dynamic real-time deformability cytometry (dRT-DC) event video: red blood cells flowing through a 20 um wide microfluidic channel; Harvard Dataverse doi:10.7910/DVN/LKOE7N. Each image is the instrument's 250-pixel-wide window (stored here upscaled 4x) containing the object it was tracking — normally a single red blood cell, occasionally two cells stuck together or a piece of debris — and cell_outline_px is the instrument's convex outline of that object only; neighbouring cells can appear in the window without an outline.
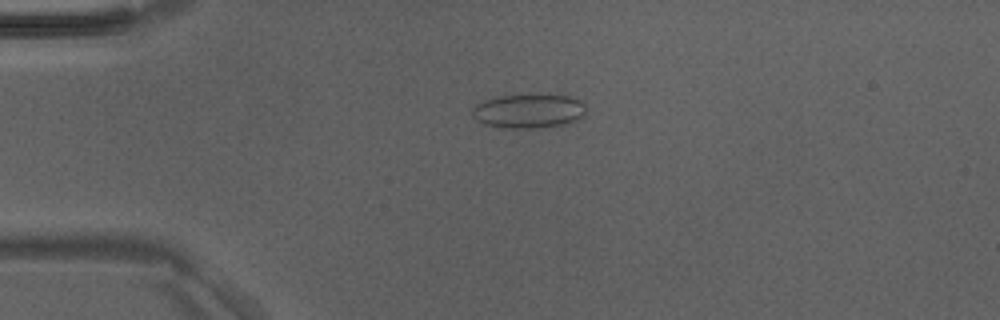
{"species": "Egyptian fruit bat (a non-hibernating species)", "species_latin": "Rousettus aegyptiacus", "temperature_condition": "room temperature", "stored_images_in_passage": 33, "camera_frame_rate_fps": 3000, "um_per_image_px": 0.085, "animal": {"sex": "male"}, "frame": {"image": 1, "passage_image": 3, "time_ms": 0.667, "image_size_px": [1000, 320], "cell_outline_px": [[584, 116], [576, 120], [564, 124], [540, 128], [504, 128], [484, 124], [476, 120], [472, 116], [472, 108], [476, 104], [484, 100], [500, 96], [568, 96], [580, 100], [584, 104]], "centroid_in_image_um": [44.9, 9.47], "position_along_channel_um": 40.1, "area_um2": 22.31}}
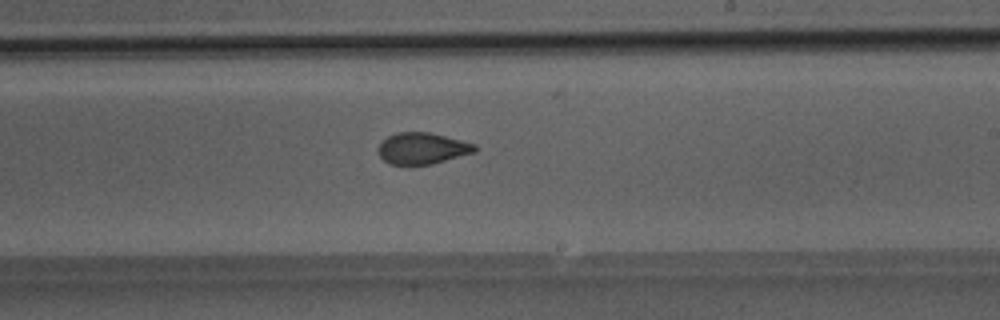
{"frame": {"image": 2, "passage_image": 20, "time_ms": 6.333, "image_size_px": [1000, 320], "cell_outline_px": [[476, 152], [432, 164], [388, 164], [380, 156], [376, 148], [388, 136], [396, 132], [428, 132], [476, 144]], "centroid_in_image_um": [35.88, 12.61], "position_along_channel_um": 253.1, "area_um2": 17.57}}
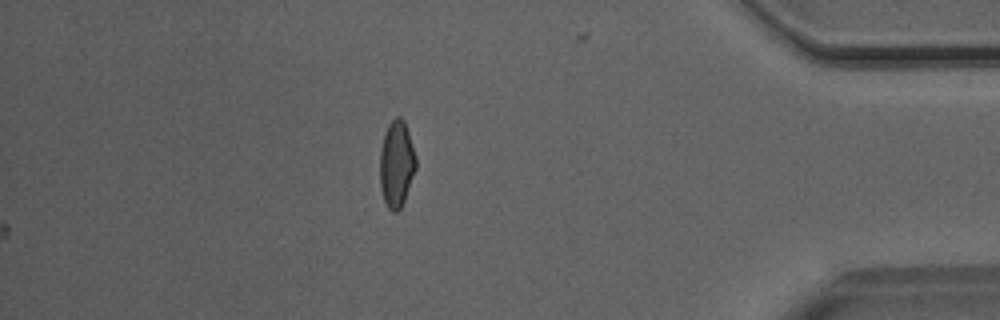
{"frame": {"image": 3, "passage_image": 33, "time_ms": 10.667, "image_size_px": [1000, 320], "cell_outline_px": [[416, 168], [404, 200], [400, 208], [396, 212], [392, 212], [388, 208], [384, 200], [380, 188], [380, 148], [384, 132], [388, 124], [396, 116], [400, 116], [404, 120], [416, 156]], "centroid_in_image_um": [33.69, 13.91], "position_along_channel_um": 401.5, "area_um2": 18.21}}